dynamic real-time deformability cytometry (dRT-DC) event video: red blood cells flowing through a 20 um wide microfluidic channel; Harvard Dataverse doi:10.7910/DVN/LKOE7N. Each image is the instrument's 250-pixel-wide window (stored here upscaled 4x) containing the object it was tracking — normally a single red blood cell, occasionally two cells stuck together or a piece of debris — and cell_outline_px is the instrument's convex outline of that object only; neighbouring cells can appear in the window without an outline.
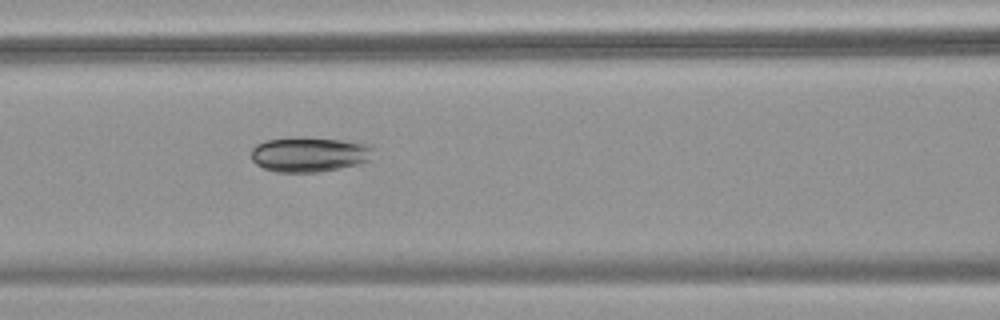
{"species": "common noctule bat (a hibernating species)", "species_latin": "Nyctalus noctula", "temperature_condition": "warm", "stored_images_in_passage": 55, "segment_of_instrument_passage": [2, 2], "camera_frame_rate_fps": 3000, "um_per_image_px": 0.085, "animal": {"sex": "female", "body_mass_g": 18.4}, "frame": {"image": 1, "passage_image": 24, "time_ms": 7.667, "image_size_px": [1000, 320], "cell_outline_px": [[376, 148], [372, 160], [340, 168], [316, 172], [276, 172], [264, 168], [256, 164], [252, 160], [252, 148], [256, 144], [268, 140], [344, 140], [372, 144]], "centroid_in_image_um": [26.39, 13.16], "position_along_channel_um": 140.2, "area_um2": 24.22}}
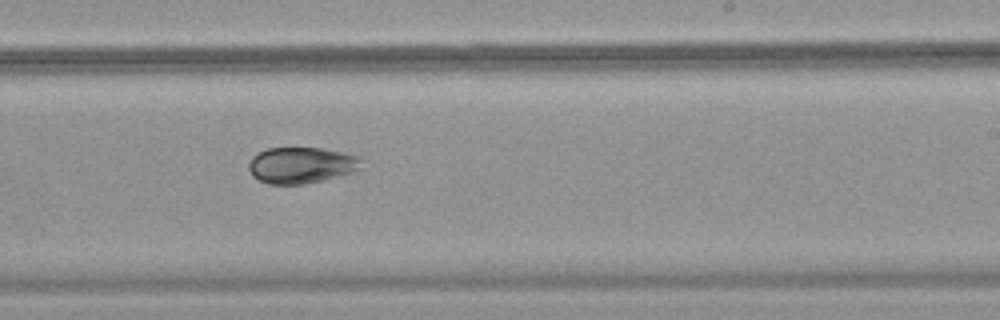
{"frame": {"image": 2, "passage_image": 34, "time_ms": 11.0, "image_size_px": [1000, 320], "cell_outline_px": [[364, 168], [356, 172], [324, 180], [304, 184], [268, 184], [252, 176], [248, 168], [248, 164], [252, 156], [268, 148], [320, 148], [344, 152], [364, 156]], "centroid_in_image_um": [25.72, 14.04], "position_along_channel_um": 263.3, "area_um2": 24.39}}
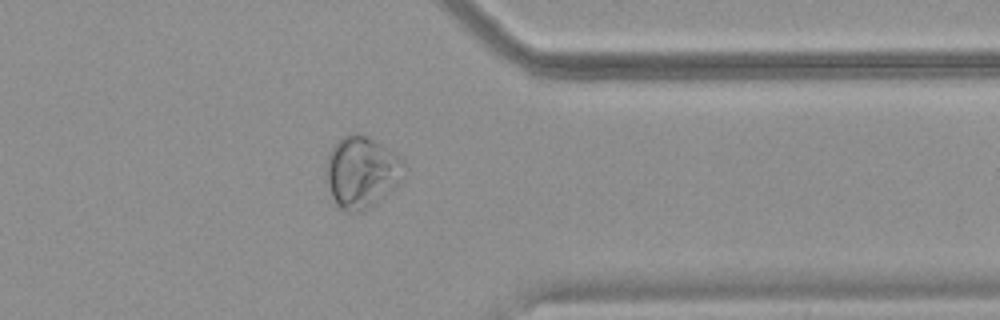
{"frame": {"image": 3, "passage_image": 44, "time_ms": 14.333, "image_size_px": [1000, 320], "cell_outline_px": [[408, 168], [400, 184], [396, 188], [364, 212], [344, 212], [336, 204], [332, 196], [324, 172], [324, 164], [328, 152], [332, 144], [344, 136], [356, 132], [372, 140], [400, 156], [408, 164]], "centroid_in_image_um": [30.75, 14.65], "position_along_channel_um": 380.7, "area_um2": 33.35}}